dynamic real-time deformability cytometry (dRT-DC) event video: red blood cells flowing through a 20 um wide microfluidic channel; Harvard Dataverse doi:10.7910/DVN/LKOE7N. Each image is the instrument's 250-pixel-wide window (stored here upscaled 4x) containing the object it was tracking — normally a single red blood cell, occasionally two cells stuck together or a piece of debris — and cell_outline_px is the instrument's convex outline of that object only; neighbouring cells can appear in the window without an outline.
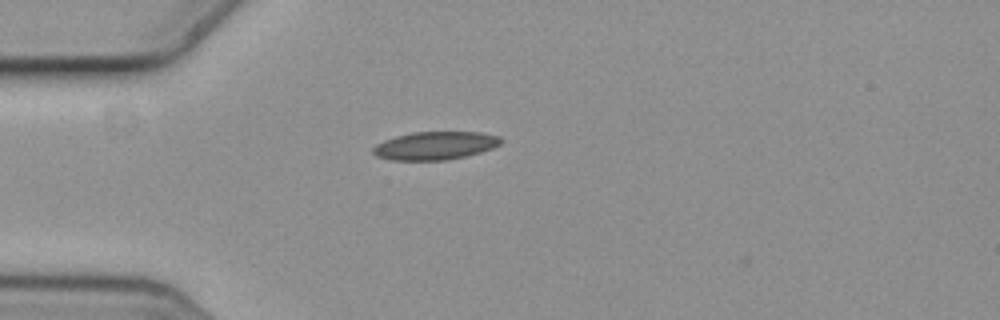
{"species": "common noctule bat (a hibernating species)", "species_latin": "Nyctalus noctula", "temperature_condition": "cold", "stored_images_in_passage": 2, "camera_frame_rate_fps": 3000, "um_per_image_px": 0.085, "animal": {"sex": "female", "body_mass_g": 19.3, "forearm_length_mm": 54.1}, "frame": {"image": 1, "passage_image": 2, "time_ms": 0.333, "image_size_px": [1000, 320], "cell_outline_px": [[504, 140], [500, 144], [492, 148], [480, 152], [448, 160], [392, 160], [376, 156], [372, 152], [372, 148], [376, 144], [384, 140], [396, 136], [412, 132], [480, 132], [500, 136]], "centroid_in_image_um": [36.98, 12.37], "position_along_channel_um": 48.0, "area_um2": 20.98}}